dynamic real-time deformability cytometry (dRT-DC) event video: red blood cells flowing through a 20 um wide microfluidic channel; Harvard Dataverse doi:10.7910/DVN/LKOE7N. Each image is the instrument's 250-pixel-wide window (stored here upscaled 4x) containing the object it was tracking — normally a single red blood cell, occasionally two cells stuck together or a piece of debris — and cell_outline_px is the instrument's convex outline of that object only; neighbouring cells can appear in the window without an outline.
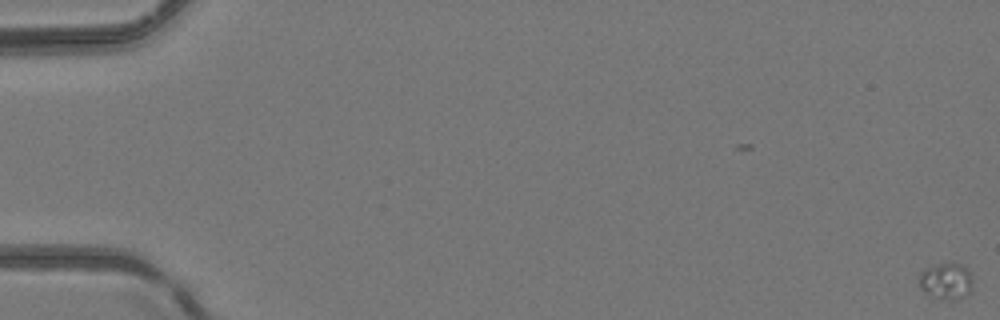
{"species": "common noctule bat (a hibernating species)", "species_latin": "Nyctalus noctula", "temperature_condition": "room temperature", "stored_images_in_passage": 14, "camera_frame_rate_fps": 3000, "um_per_image_px": 0.085, "animal": {"sex": "female", "body_mass_g": 24.6, "forearm_length_mm": 56.2}, "frame": {"image": 1, "passage_image": 1, "time_ms": 0.0, "image_size_px": [1000, 320], "cell_outline_px": [[972, 288], [968, 292], [956, 300], [952, 300], [932, 296], [924, 292], [920, 288], [920, 272], [924, 268], [936, 264], [960, 264], [968, 268], [972, 276]], "centroid_in_image_um": [80.42, 23.88], "position_along_channel_um": 4.6, "area_um2": 11.27}}